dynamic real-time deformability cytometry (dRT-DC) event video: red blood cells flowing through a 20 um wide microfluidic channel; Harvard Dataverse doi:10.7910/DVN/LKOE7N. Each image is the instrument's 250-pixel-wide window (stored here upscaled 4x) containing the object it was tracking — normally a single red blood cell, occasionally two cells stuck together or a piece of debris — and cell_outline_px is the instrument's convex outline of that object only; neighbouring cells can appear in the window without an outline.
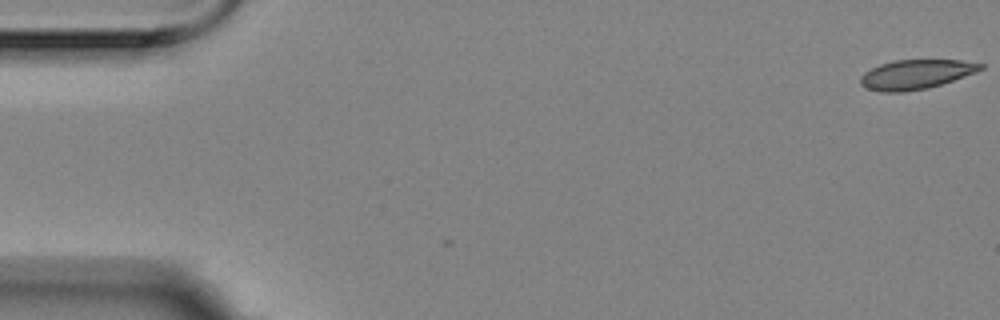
{"species": "Egyptian fruit bat (a non-hibernating species)", "species_latin": "Rousettus aegyptiacus", "temperature_condition": "room temperature", "stored_images_in_passage": 3, "camera_frame_rate_fps": 3000, "um_per_image_px": 0.085, "animal": {"sex": "female"}, "frame": {"image": 1, "passage_image": 1, "time_ms": 0.0, "image_size_px": [1000, 320], "cell_outline_px": [[984, 68], [976, 72], [928, 88], [904, 92], [880, 92], [868, 88], [860, 84], [860, 76], [864, 72], [880, 64], [896, 60], [960, 60], [984, 64]], "centroid_in_image_um": [77.83, 6.32], "position_along_channel_um": 7.2, "area_um2": 20.46}}